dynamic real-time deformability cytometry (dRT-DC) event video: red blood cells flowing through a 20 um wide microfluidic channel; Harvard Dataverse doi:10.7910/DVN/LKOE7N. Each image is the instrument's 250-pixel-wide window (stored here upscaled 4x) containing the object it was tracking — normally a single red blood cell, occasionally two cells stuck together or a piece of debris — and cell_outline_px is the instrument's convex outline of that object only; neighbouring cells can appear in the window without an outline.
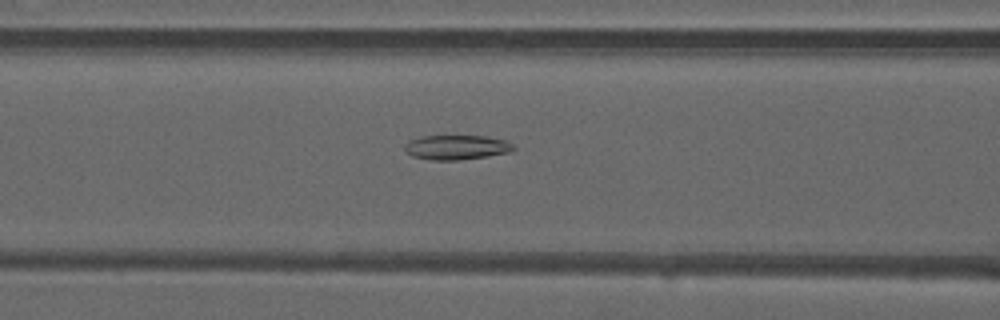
{"species": "common noctule bat (a hibernating species)", "species_latin": "Nyctalus noctula", "temperature_condition": "warm", "stored_images_in_passage": 16, "camera_frame_rate_fps": 3000, "um_per_image_px": 0.085, "animal": {"sex": "male", "forearm_length_mm": 52.5}, "frame": {"image": 1, "passage_image": 6, "time_ms": 1.667, "image_size_px": [1000, 320], "cell_outline_px": [[516, 148], [512, 152], [488, 156], [460, 160], [432, 160], [412, 156], [404, 152], [404, 144], [408, 140], [420, 136], [488, 136], [504, 140], [512, 144]], "centroid_in_image_um": [38.78, 12.52], "position_along_channel_um": 127.8, "area_um2": 15.84}}
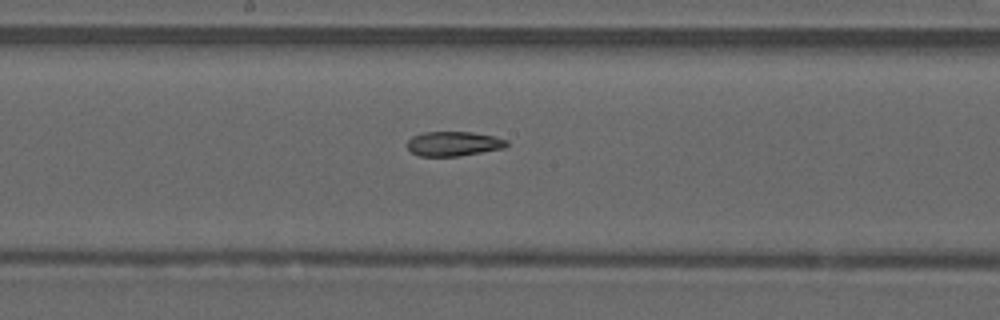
{"frame": {"image": 2, "passage_image": 12, "time_ms": 3.667, "image_size_px": [1000, 320], "cell_outline_px": [[508, 144], [504, 148], [460, 156], [420, 156], [412, 152], [408, 148], [408, 140], [412, 136], [424, 132], [472, 132], [492, 136], [508, 140]], "centroid_in_image_um": [38.56, 12.22], "position_along_channel_um": 209.6, "area_um2": 14.16}}
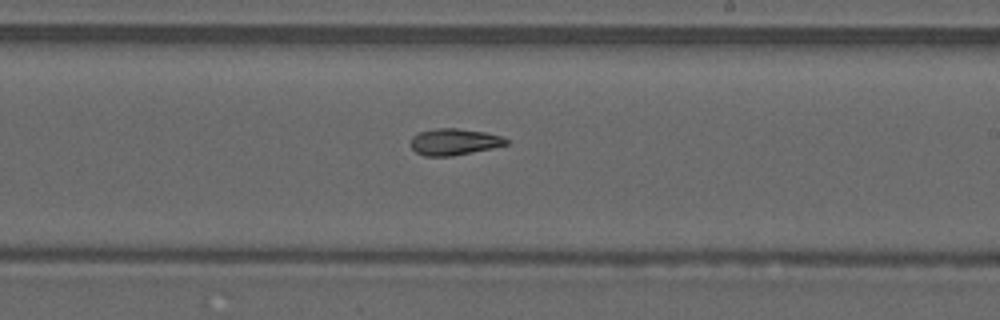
{"frame": {"image": 3, "passage_image": 15, "time_ms": 4.667, "image_size_px": [1000, 320], "cell_outline_px": [[508, 144], [492, 148], [452, 156], [424, 156], [416, 152], [412, 148], [412, 136], [420, 132], [436, 128], [456, 128], [488, 132], [504, 136], [508, 140]], "centroid_in_image_um": [38.65, 12.05], "position_along_channel_um": 250.4, "area_um2": 14.8}}